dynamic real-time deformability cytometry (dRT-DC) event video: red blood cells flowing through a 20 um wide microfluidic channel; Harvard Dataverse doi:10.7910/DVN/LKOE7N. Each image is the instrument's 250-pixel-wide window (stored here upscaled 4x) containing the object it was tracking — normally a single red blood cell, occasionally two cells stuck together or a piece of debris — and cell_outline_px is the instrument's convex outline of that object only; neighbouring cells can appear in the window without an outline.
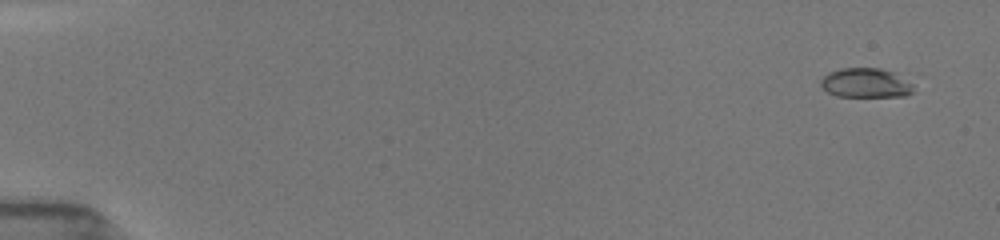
{"species": "common noctule bat (a hibernating species)", "species_latin": "Nyctalus noctula", "temperature_condition": "room temperature", "stored_images_in_passage": 70, "camera_frame_rate_fps": 3000, "um_per_image_px": 0.085, "animal": {"sex": "female", "body_mass_g": 19.5, "forearm_length_mm": 54.1}, "frame": {"image": 1, "passage_image": 3, "time_ms": 1.0, "image_size_px": [1000, 240], "cell_outline_px": [[912, 92], [908, 96], [836, 96], [828, 92], [820, 84], [820, 80], [828, 72], [840, 68], [880, 68], [896, 72], [912, 84]], "centroid_in_image_um": [73.59, 7.04], "position_along_channel_um": 11.4, "area_um2": 15.95}}
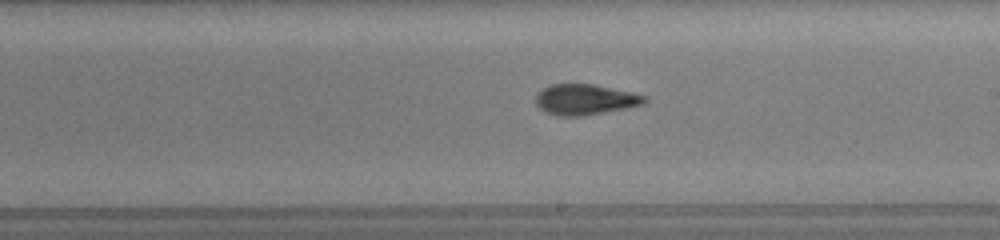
{"frame": {"image": 2, "passage_image": 42, "time_ms": 10.667, "image_size_px": [1000, 240], "cell_outline_px": [[648, 100], [644, 104], [624, 108], [580, 116], [560, 116], [548, 112], [540, 108], [536, 104], [536, 92], [552, 84], [592, 84], [632, 92], [648, 96]], "centroid_in_image_um": [49.75, 8.45], "position_along_channel_um": 239.3, "area_um2": 19.19}}
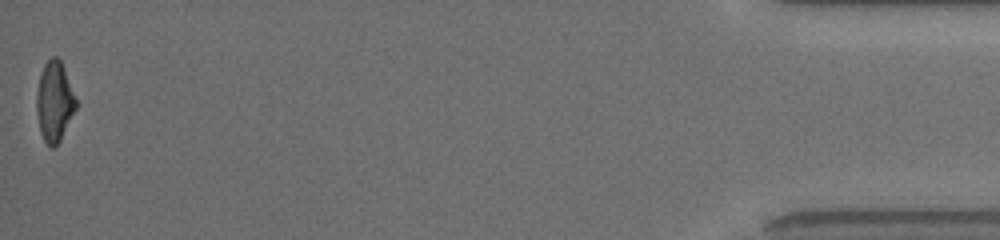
{"frame": {"image": 3, "passage_image": 69, "time_ms": 17.667, "image_size_px": [1000, 240], "cell_outline_px": [[80, 104], [60, 140], [52, 148], [48, 148], [40, 132], [36, 108], [36, 96], [40, 76], [44, 64], [52, 56], [56, 56], [60, 60]], "centroid_in_image_um": [4.66, 8.66], "position_along_channel_um": 430.5, "area_um2": 18.67}, "authors_computed_cell_mechanics": {"area_um2": 18.9584, "velocity_mm_per_s": 3.9621, "shape_relaxation_time_tau1_ms": 5.2129, "shape_relaxation_time_tau2_ms": 3.2048, "deformation_change_tau1": 0.1752, "deformation_change_tau2": 0.1138}}